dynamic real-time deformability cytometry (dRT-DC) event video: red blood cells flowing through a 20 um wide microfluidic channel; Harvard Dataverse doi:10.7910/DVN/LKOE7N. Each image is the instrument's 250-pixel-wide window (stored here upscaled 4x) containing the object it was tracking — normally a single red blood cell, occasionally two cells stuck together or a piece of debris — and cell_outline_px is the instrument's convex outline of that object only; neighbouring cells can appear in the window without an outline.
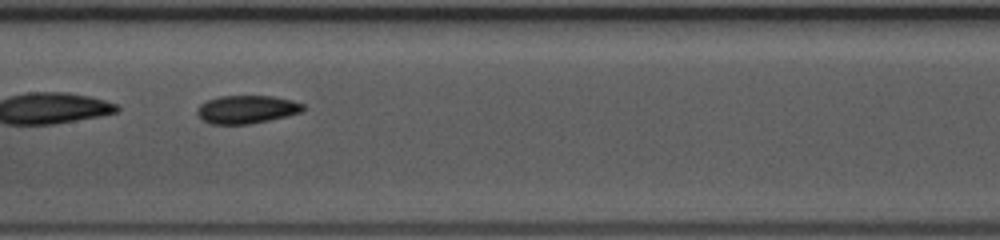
{"species": "common noctule bat (a hibernating species)", "species_latin": "Nyctalus noctula", "temperature_condition": "warm", "stored_images_in_passage": 48, "segment_of_instrument_passage": [2, 2], "camera_frame_rate_fps": 3000, "um_per_image_px": 0.085, "animal": {"sex": "female", "body_mass_g": 10.0, "forearm_length_mm": 53.1}, "frame": {"image": 1, "passage_image": 25, "time_ms": 8.0, "image_size_px": [1000, 240], "cell_outline_px": [[304, 108], [300, 112], [268, 120], [248, 124], [208, 124], [200, 120], [196, 116], [196, 108], [200, 104], [208, 100], [220, 96], [272, 96], [292, 100], [304, 104]], "centroid_in_image_um": [20.88, 9.3], "position_along_channel_um": 186.5, "area_um2": 17.4}}
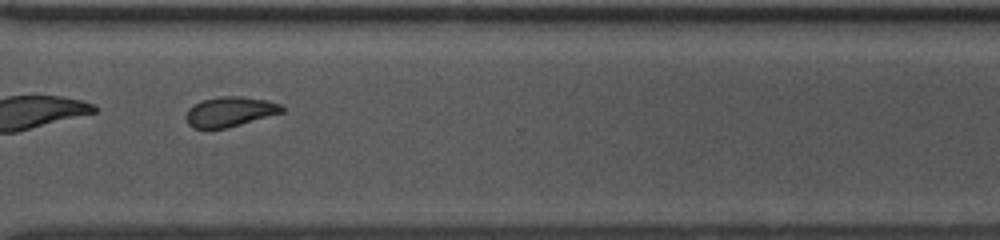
{"frame": {"image": 2, "passage_image": 37, "time_ms": 12.0, "image_size_px": [1000, 240], "cell_outline_px": [[284, 112], [240, 124], [224, 128], [192, 128], [188, 124], [188, 108], [204, 100], [220, 96], [240, 96], [268, 100], [280, 104], [284, 108]], "centroid_in_image_um": [19.58, 9.48], "position_along_channel_um": 351.0, "area_um2": 16.36}}